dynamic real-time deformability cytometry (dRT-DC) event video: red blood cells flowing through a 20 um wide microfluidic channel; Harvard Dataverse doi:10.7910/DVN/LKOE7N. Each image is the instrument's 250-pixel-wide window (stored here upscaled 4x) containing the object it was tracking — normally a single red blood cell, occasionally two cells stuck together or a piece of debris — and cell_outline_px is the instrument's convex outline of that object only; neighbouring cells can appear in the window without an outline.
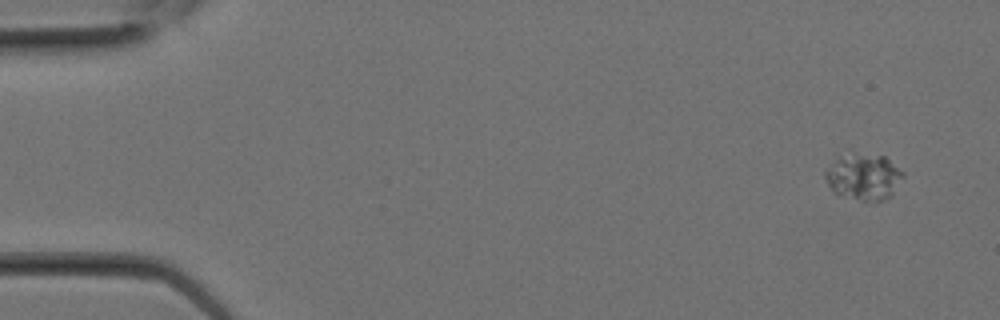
{"species": "Egyptian fruit bat (a non-hibernating species)", "species_latin": "Rousettus aegyptiacus", "temperature_condition": "room temperature", "stored_images_in_passage": 2, "camera_frame_rate_fps": 3000, "um_per_image_px": 0.085, "animal": {"sex": "female"}, "frame": {"image": 1, "passage_image": 1, "time_ms": 0.0, "image_size_px": [1000, 320], "cell_outline_px": [[904, 176], [892, 196], [884, 200], [872, 204], [836, 196], [832, 192], [824, 176], [824, 172], [836, 156], [852, 152], [884, 156], [904, 172]], "centroid_in_image_um": [73.38, 15.07], "position_along_channel_um": 11.6, "area_um2": 22.02}}